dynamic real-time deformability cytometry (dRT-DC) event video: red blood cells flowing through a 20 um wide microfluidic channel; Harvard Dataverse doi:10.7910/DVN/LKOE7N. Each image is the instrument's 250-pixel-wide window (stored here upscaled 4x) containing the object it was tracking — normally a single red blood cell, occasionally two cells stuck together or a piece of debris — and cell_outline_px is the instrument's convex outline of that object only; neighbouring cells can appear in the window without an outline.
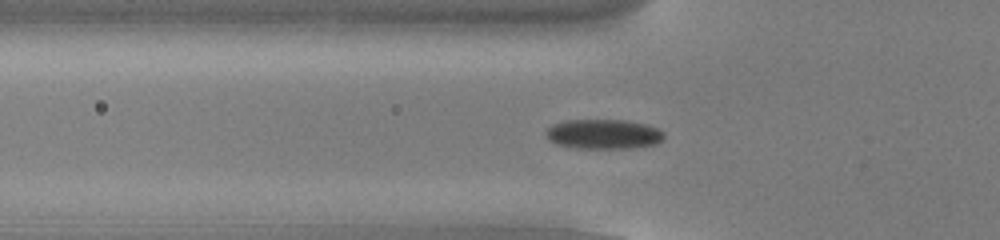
{"species": "common noctule bat (a hibernating species)", "species_latin": "Nyctalus noctula", "temperature_condition": "cold", "stored_images_in_passage": 53, "camera_frame_rate_fps": 3000, "um_per_image_px": 0.085, "animal": {"sex": "male", "body_mass_g": 13.0, "forearm_length_mm": 53.1}, "frame": {"image": 1, "passage_image": 18, "time_ms": 5.667, "image_size_px": [1000, 240], "cell_outline_px": [[664, 136], [656, 144], [632, 148], [576, 148], [556, 144], [548, 140], [544, 132], [552, 124], [564, 120], [628, 120], [648, 124], [664, 132]], "centroid_in_image_um": [51.27, 11.39], "position_along_channel_um": 74.5, "area_um2": 20.63}}
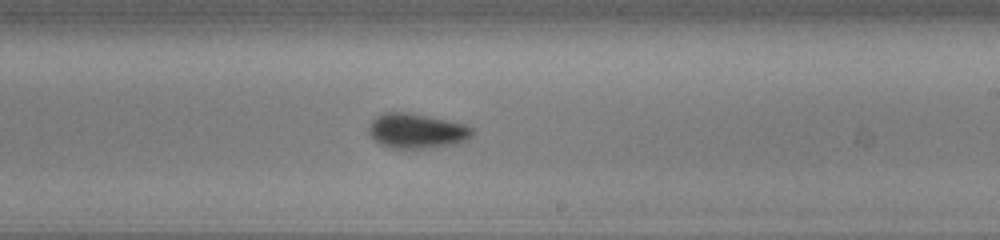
{"frame": {"image": 2, "passage_image": 32, "time_ms": 10.333, "image_size_px": [1000, 240], "cell_outline_px": [[472, 136], [468, 140], [456, 144], [428, 148], [392, 148], [380, 144], [372, 140], [368, 132], [368, 124], [376, 116], [384, 112], [404, 112], [428, 116], [464, 124], [472, 128]], "centroid_in_image_um": [35.38, 11.13], "position_along_channel_um": 253.6, "area_um2": 21.15}}
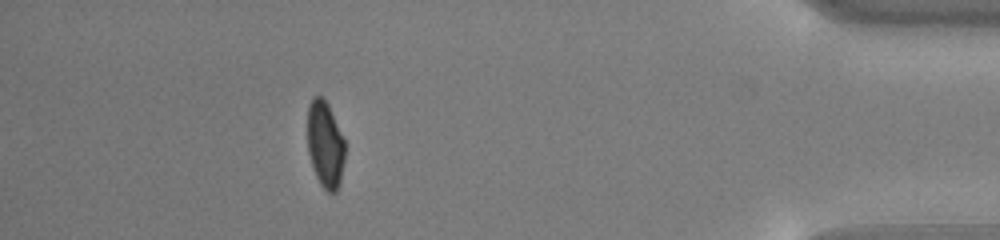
{"frame": {"image": 3, "passage_image": 48, "time_ms": 15.667, "image_size_px": [1000, 240], "cell_outline_px": [[344, 160], [340, 184], [336, 192], [328, 192], [320, 184], [312, 168], [308, 152], [308, 104], [312, 96], [324, 96], [328, 104], [344, 140]], "centroid_in_image_um": [27.62, 12.27], "position_along_channel_um": 407.6, "area_um2": 18.96}, "authors_computed_cell_mechanics": {"area_um2": 20.1144, "velocity_mm_per_s": 3.8365, "shape_relaxation_time_tau1_ms": 3.2326, "shape_relaxation_time_tau2_ms": 3.4584, "deformation_change_tau1": 0.1008, "deformation_change_tau2": 0.0865}}